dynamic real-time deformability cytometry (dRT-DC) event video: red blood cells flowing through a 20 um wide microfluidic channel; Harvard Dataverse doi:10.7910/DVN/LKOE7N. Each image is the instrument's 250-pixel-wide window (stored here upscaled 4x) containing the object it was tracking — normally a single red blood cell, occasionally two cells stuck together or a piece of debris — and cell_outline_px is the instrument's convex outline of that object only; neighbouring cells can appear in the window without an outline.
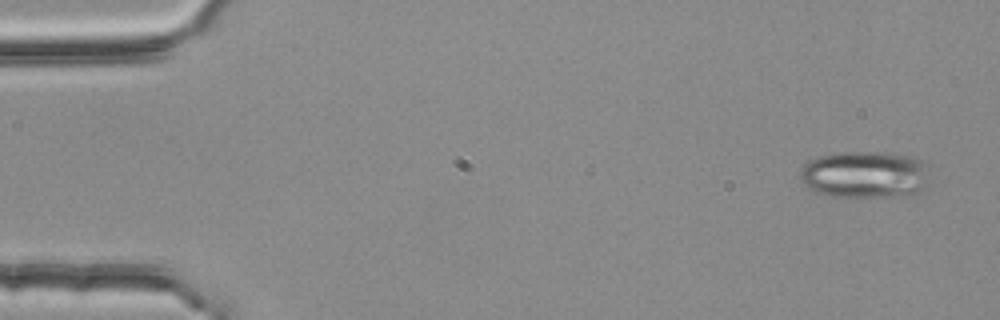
{"species": "common noctule bat (a hibernating species)", "species_latin": "Nyctalus noctula", "temperature_condition": "room temperature", "stored_images_in_passage": 3, "camera_frame_rate_fps": 3000, "um_per_image_px": 0.085, "animal": {"sex": "female", "body_mass_g": 25.1}, "frame": {"image": 1, "passage_image": 3, "time_ms": 0.667, "image_size_px": [1000, 320], "cell_outline_px": [[928, 164], [924, 188], [920, 196], [828, 196], [816, 192], [808, 188], [804, 184], [800, 176], [800, 168], [808, 160], [816, 156], [840, 152], [888, 152], [916, 156], [928, 160]], "centroid_in_image_um": [73.57, 14.82], "position_along_channel_um": 11.4, "area_um2": 36.41}}